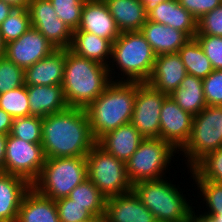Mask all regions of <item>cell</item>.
I'll return each instance as SVG.
<instances>
[{
	"instance_id": "cell-20",
	"label": "cell",
	"mask_w": 222,
	"mask_h": 222,
	"mask_svg": "<svg viewBox=\"0 0 222 222\" xmlns=\"http://www.w3.org/2000/svg\"><path fill=\"white\" fill-rule=\"evenodd\" d=\"M30 188L23 177L0 173V222H16L22 198Z\"/></svg>"
},
{
	"instance_id": "cell-4",
	"label": "cell",
	"mask_w": 222,
	"mask_h": 222,
	"mask_svg": "<svg viewBox=\"0 0 222 222\" xmlns=\"http://www.w3.org/2000/svg\"><path fill=\"white\" fill-rule=\"evenodd\" d=\"M155 58L151 45L140 31L123 32L112 43V60L108 66L110 78L112 81L147 82L152 75ZM115 66L120 74L115 71Z\"/></svg>"
},
{
	"instance_id": "cell-17",
	"label": "cell",
	"mask_w": 222,
	"mask_h": 222,
	"mask_svg": "<svg viewBox=\"0 0 222 222\" xmlns=\"http://www.w3.org/2000/svg\"><path fill=\"white\" fill-rule=\"evenodd\" d=\"M66 49H56L24 70L25 85H62Z\"/></svg>"
},
{
	"instance_id": "cell-42",
	"label": "cell",
	"mask_w": 222,
	"mask_h": 222,
	"mask_svg": "<svg viewBox=\"0 0 222 222\" xmlns=\"http://www.w3.org/2000/svg\"><path fill=\"white\" fill-rule=\"evenodd\" d=\"M189 13H191L197 20L204 14L212 11L218 7L222 0H178Z\"/></svg>"
},
{
	"instance_id": "cell-44",
	"label": "cell",
	"mask_w": 222,
	"mask_h": 222,
	"mask_svg": "<svg viewBox=\"0 0 222 222\" xmlns=\"http://www.w3.org/2000/svg\"><path fill=\"white\" fill-rule=\"evenodd\" d=\"M190 222H219V221H217V219L214 216L209 215L205 212L201 214L200 212L196 213L195 210L192 208Z\"/></svg>"
},
{
	"instance_id": "cell-47",
	"label": "cell",
	"mask_w": 222,
	"mask_h": 222,
	"mask_svg": "<svg viewBox=\"0 0 222 222\" xmlns=\"http://www.w3.org/2000/svg\"><path fill=\"white\" fill-rule=\"evenodd\" d=\"M144 4L145 13L148 14L152 11L160 2L164 0H140Z\"/></svg>"
},
{
	"instance_id": "cell-49",
	"label": "cell",
	"mask_w": 222,
	"mask_h": 222,
	"mask_svg": "<svg viewBox=\"0 0 222 222\" xmlns=\"http://www.w3.org/2000/svg\"><path fill=\"white\" fill-rule=\"evenodd\" d=\"M85 222H109L107 215L104 213L99 215H93L91 218L87 219Z\"/></svg>"
},
{
	"instance_id": "cell-6",
	"label": "cell",
	"mask_w": 222,
	"mask_h": 222,
	"mask_svg": "<svg viewBox=\"0 0 222 222\" xmlns=\"http://www.w3.org/2000/svg\"><path fill=\"white\" fill-rule=\"evenodd\" d=\"M87 179L86 156L46 158L39 177L31 184L39 194L54 201L68 197Z\"/></svg>"
},
{
	"instance_id": "cell-18",
	"label": "cell",
	"mask_w": 222,
	"mask_h": 222,
	"mask_svg": "<svg viewBox=\"0 0 222 222\" xmlns=\"http://www.w3.org/2000/svg\"><path fill=\"white\" fill-rule=\"evenodd\" d=\"M147 20L171 26L184 32L190 39L197 33V19L178 0H164L147 14Z\"/></svg>"
},
{
	"instance_id": "cell-43",
	"label": "cell",
	"mask_w": 222,
	"mask_h": 222,
	"mask_svg": "<svg viewBox=\"0 0 222 222\" xmlns=\"http://www.w3.org/2000/svg\"><path fill=\"white\" fill-rule=\"evenodd\" d=\"M13 118L0 108V134L8 135L11 131Z\"/></svg>"
},
{
	"instance_id": "cell-1",
	"label": "cell",
	"mask_w": 222,
	"mask_h": 222,
	"mask_svg": "<svg viewBox=\"0 0 222 222\" xmlns=\"http://www.w3.org/2000/svg\"><path fill=\"white\" fill-rule=\"evenodd\" d=\"M41 132L46 158L86 156L96 144L83 108L68 107L43 117Z\"/></svg>"
},
{
	"instance_id": "cell-50",
	"label": "cell",
	"mask_w": 222,
	"mask_h": 222,
	"mask_svg": "<svg viewBox=\"0 0 222 222\" xmlns=\"http://www.w3.org/2000/svg\"><path fill=\"white\" fill-rule=\"evenodd\" d=\"M5 55V44L2 41L1 34H0V58Z\"/></svg>"
},
{
	"instance_id": "cell-16",
	"label": "cell",
	"mask_w": 222,
	"mask_h": 222,
	"mask_svg": "<svg viewBox=\"0 0 222 222\" xmlns=\"http://www.w3.org/2000/svg\"><path fill=\"white\" fill-rule=\"evenodd\" d=\"M105 214L109 222H157L133 191L107 198Z\"/></svg>"
},
{
	"instance_id": "cell-24",
	"label": "cell",
	"mask_w": 222,
	"mask_h": 222,
	"mask_svg": "<svg viewBox=\"0 0 222 222\" xmlns=\"http://www.w3.org/2000/svg\"><path fill=\"white\" fill-rule=\"evenodd\" d=\"M69 50L80 57L109 66L112 42L88 31H73Z\"/></svg>"
},
{
	"instance_id": "cell-9",
	"label": "cell",
	"mask_w": 222,
	"mask_h": 222,
	"mask_svg": "<svg viewBox=\"0 0 222 222\" xmlns=\"http://www.w3.org/2000/svg\"><path fill=\"white\" fill-rule=\"evenodd\" d=\"M87 178L106 197L123 195L132 191L126 174V163L117 159L97 143L86 155Z\"/></svg>"
},
{
	"instance_id": "cell-40",
	"label": "cell",
	"mask_w": 222,
	"mask_h": 222,
	"mask_svg": "<svg viewBox=\"0 0 222 222\" xmlns=\"http://www.w3.org/2000/svg\"><path fill=\"white\" fill-rule=\"evenodd\" d=\"M203 91L207 106H222V70H213L203 79Z\"/></svg>"
},
{
	"instance_id": "cell-19",
	"label": "cell",
	"mask_w": 222,
	"mask_h": 222,
	"mask_svg": "<svg viewBox=\"0 0 222 222\" xmlns=\"http://www.w3.org/2000/svg\"><path fill=\"white\" fill-rule=\"evenodd\" d=\"M144 137L131 124H125L102 135L96 143L117 159L127 162Z\"/></svg>"
},
{
	"instance_id": "cell-25",
	"label": "cell",
	"mask_w": 222,
	"mask_h": 222,
	"mask_svg": "<svg viewBox=\"0 0 222 222\" xmlns=\"http://www.w3.org/2000/svg\"><path fill=\"white\" fill-rule=\"evenodd\" d=\"M121 33L140 31L147 21L144 4L140 0H104Z\"/></svg>"
},
{
	"instance_id": "cell-2",
	"label": "cell",
	"mask_w": 222,
	"mask_h": 222,
	"mask_svg": "<svg viewBox=\"0 0 222 222\" xmlns=\"http://www.w3.org/2000/svg\"><path fill=\"white\" fill-rule=\"evenodd\" d=\"M111 82L108 66L66 49L62 88L68 107L86 109Z\"/></svg>"
},
{
	"instance_id": "cell-29",
	"label": "cell",
	"mask_w": 222,
	"mask_h": 222,
	"mask_svg": "<svg viewBox=\"0 0 222 222\" xmlns=\"http://www.w3.org/2000/svg\"><path fill=\"white\" fill-rule=\"evenodd\" d=\"M31 26L38 30L56 49H69L73 31L59 18L31 21Z\"/></svg>"
},
{
	"instance_id": "cell-15",
	"label": "cell",
	"mask_w": 222,
	"mask_h": 222,
	"mask_svg": "<svg viewBox=\"0 0 222 222\" xmlns=\"http://www.w3.org/2000/svg\"><path fill=\"white\" fill-rule=\"evenodd\" d=\"M186 75L184 63L178 53L161 54L156 56L152 75L147 82L170 96Z\"/></svg>"
},
{
	"instance_id": "cell-21",
	"label": "cell",
	"mask_w": 222,
	"mask_h": 222,
	"mask_svg": "<svg viewBox=\"0 0 222 222\" xmlns=\"http://www.w3.org/2000/svg\"><path fill=\"white\" fill-rule=\"evenodd\" d=\"M140 32L151 45L156 56L178 53L179 49L190 40V38L180 30L149 20L145 22Z\"/></svg>"
},
{
	"instance_id": "cell-11",
	"label": "cell",
	"mask_w": 222,
	"mask_h": 222,
	"mask_svg": "<svg viewBox=\"0 0 222 222\" xmlns=\"http://www.w3.org/2000/svg\"><path fill=\"white\" fill-rule=\"evenodd\" d=\"M168 96L148 82H137L131 124L144 138H159L160 113Z\"/></svg>"
},
{
	"instance_id": "cell-5",
	"label": "cell",
	"mask_w": 222,
	"mask_h": 222,
	"mask_svg": "<svg viewBox=\"0 0 222 222\" xmlns=\"http://www.w3.org/2000/svg\"><path fill=\"white\" fill-rule=\"evenodd\" d=\"M179 189L166 177L132 185V191L153 213L157 222H190L192 206Z\"/></svg>"
},
{
	"instance_id": "cell-31",
	"label": "cell",
	"mask_w": 222,
	"mask_h": 222,
	"mask_svg": "<svg viewBox=\"0 0 222 222\" xmlns=\"http://www.w3.org/2000/svg\"><path fill=\"white\" fill-rule=\"evenodd\" d=\"M194 180H209L222 184V148L207 154L191 170Z\"/></svg>"
},
{
	"instance_id": "cell-8",
	"label": "cell",
	"mask_w": 222,
	"mask_h": 222,
	"mask_svg": "<svg viewBox=\"0 0 222 222\" xmlns=\"http://www.w3.org/2000/svg\"><path fill=\"white\" fill-rule=\"evenodd\" d=\"M175 153L179 154L161 138H144L126 162L128 180L133 185L143 180H157L166 177L164 174L172 163L171 160L175 159Z\"/></svg>"
},
{
	"instance_id": "cell-33",
	"label": "cell",
	"mask_w": 222,
	"mask_h": 222,
	"mask_svg": "<svg viewBox=\"0 0 222 222\" xmlns=\"http://www.w3.org/2000/svg\"><path fill=\"white\" fill-rule=\"evenodd\" d=\"M199 195L203 197L205 202L206 212L214 216L217 221L222 222V184L209 180H195L194 181Z\"/></svg>"
},
{
	"instance_id": "cell-13",
	"label": "cell",
	"mask_w": 222,
	"mask_h": 222,
	"mask_svg": "<svg viewBox=\"0 0 222 222\" xmlns=\"http://www.w3.org/2000/svg\"><path fill=\"white\" fill-rule=\"evenodd\" d=\"M56 48L36 29L31 27L17 40L5 45V57L26 69L51 54Z\"/></svg>"
},
{
	"instance_id": "cell-39",
	"label": "cell",
	"mask_w": 222,
	"mask_h": 222,
	"mask_svg": "<svg viewBox=\"0 0 222 222\" xmlns=\"http://www.w3.org/2000/svg\"><path fill=\"white\" fill-rule=\"evenodd\" d=\"M196 35L222 37V3L197 20Z\"/></svg>"
},
{
	"instance_id": "cell-10",
	"label": "cell",
	"mask_w": 222,
	"mask_h": 222,
	"mask_svg": "<svg viewBox=\"0 0 222 222\" xmlns=\"http://www.w3.org/2000/svg\"><path fill=\"white\" fill-rule=\"evenodd\" d=\"M45 160L41 143L7 135L4 173L23 177L32 184L39 177Z\"/></svg>"
},
{
	"instance_id": "cell-35",
	"label": "cell",
	"mask_w": 222,
	"mask_h": 222,
	"mask_svg": "<svg viewBox=\"0 0 222 222\" xmlns=\"http://www.w3.org/2000/svg\"><path fill=\"white\" fill-rule=\"evenodd\" d=\"M86 0H50L58 18L72 31L77 30Z\"/></svg>"
},
{
	"instance_id": "cell-12",
	"label": "cell",
	"mask_w": 222,
	"mask_h": 222,
	"mask_svg": "<svg viewBox=\"0 0 222 222\" xmlns=\"http://www.w3.org/2000/svg\"><path fill=\"white\" fill-rule=\"evenodd\" d=\"M193 115L183 109L168 96L160 113L159 138L168 142L176 151H180L188 142L193 124Z\"/></svg>"
},
{
	"instance_id": "cell-36",
	"label": "cell",
	"mask_w": 222,
	"mask_h": 222,
	"mask_svg": "<svg viewBox=\"0 0 222 222\" xmlns=\"http://www.w3.org/2000/svg\"><path fill=\"white\" fill-rule=\"evenodd\" d=\"M25 85L24 69L8 60L0 58V94Z\"/></svg>"
},
{
	"instance_id": "cell-30",
	"label": "cell",
	"mask_w": 222,
	"mask_h": 222,
	"mask_svg": "<svg viewBox=\"0 0 222 222\" xmlns=\"http://www.w3.org/2000/svg\"><path fill=\"white\" fill-rule=\"evenodd\" d=\"M30 15L27 7L14 8L9 16L0 25V34L3 43L17 40L31 28Z\"/></svg>"
},
{
	"instance_id": "cell-38",
	"label": "cell",
	"mask_w": 222,
	"mask_h": 222,
	"mask_svg": "<svg viewBox=\"0 0 222 222\" xmlns=\"http://www.w3.org/2000/svg\"><path fill=\"white\" fill-rule=\"evenodd\" d=\"M204 54L210 60L214 70H222V37L211 35H195L194 37Z\"/></svg>"
},
{
	"instance_id": "cell-23",
	"label": "cell",
	"mask_w": 222,
	"mask_h": 222,
	"mask_svg": "<svg viewBox=\"0 0 222 222\" xmlns=\"http://www.w3.org/2000/svg\"><path fill=\"white\" fill-rule=\"evenodd\" d=\"M16 222H60L55 201L31 187L22 198Z\"/></svg>"
},
{
	"instance_id": "cell-45",
	"label": "cell",
	"mask_w": 222,
	"mask_h": 222,
	"mask_svg": "<svg viewBox=\"0 0 222 222\" xmlns=\"http://www.w3.org/2000/svg\"><path fill=\"white\" fill-rule=\"evenodd\" d=\"M13 9L14 7L11 4L0 0V25L9 16Z\"/></svg>"
},
{
	"instance_id": "cell-46",
	"label": "cell",
	"mask_w": 222,
	"mask_h": 222,
	"mask_svg": "<svg viewBox=\"0 0 222 222\" xmlns=\"http://www.w3.org/2000/svg\"><path fill=\"white\" fill-rule=\"evenodd\" d=\"M7 135L0 134V168L4 172V160L6 156Z\"/></svg>"
},
{
	"instance_id": "cell-22",
	"label": "cell",
	"mask_w": 222,
	"mask_h": 222,
	"mask_svg": "<svg viewBox=\"0 0 222 222\" xmlns=\"http://www.w3.org/2000/svg\"><path fill=\"white\" fill-rule=\"evenodd\" d=\"M30 105V115L46 117L68 108L62 85L26 86Z\"/></svg>"
},
{
	"instance_id": "cell-3",
	"label": "cell",
	"mask_w": 222,
	"mask_h": 222,
	"mask_svg": "<svg viewBox=\"0 0 222 222\" xmlns=\"http://www.w3.org/2000/svg\"><path fill=\"white\" fill-rule=\"evenodd\" d=\"M137 82L112 81L85 109L97 141L105 133L131 123Z\"/></svg>"
},
{
	"instance_id": "cell-26",
	"label": "cell",
	"mask_w": 222,
	"mask_h": 222,
	"mask_svg": "<svg viewBox=\"0 0 222 222\" xmlns=\"http://www.w3.org/2000/svg\"><path fill=\"white\" fill-rule=\"evenodd\" d=\"M170 97L181 109L193 116L199 114L207 106L203 91V80L190 74L185 76Z\"/></svg>"
},
{
	"instance_id": "cell-48",
	"label": "cell",
	"mask_w": 222,
	"mask_h": 222,
	"mask_svg": "<svg viewBox=\"0 0 222 222\" xmlns=\"http://www.w3.org/2000/svg\"><path fill=\"white\" fill-rule=\"evenodd\" d=\"M11 4L14 8H24L28 6L30 0H3Z\"/></svg>"
},
{
	"instance_id": "cell-37",
	"label": "cell",
	"mask_w": 222,
	"mask_h": 222,
	"mask_svg": "<svg viewBox=\"0 0 222 222\" xmlns=\"http://www.w3.org/2000/svg\"><path fill=\"white\" fill-rule=\"evenodd\" d=\"M60 222H85L93 214L84 206L74 203L68 197L55 201Z\"/></svg>"
},
{
	"instance_id": "cell-14",
	"label": "cell",
	"mask_w": 222,
	"mask_h": 222,
	"mask_svg": "<svg viewBox=\"0 0 222 222\" xmlns=\"http://www.w3.org/2000/svg\"><path fill=\"white\" fill-rule=\"evenodd\" d=\"M88 31L112 43L121 34L104 0H86L77 30Z\"/></svg>"
},
{
	"instance_id": "cell-7",
	"label": "cell",
	"mask_w": 222,
	"mask_h": 222,
	"mask_svg": "<svg viewBox=\"0 0 222 222\" xmlns=\"http://www.w3.org/2000/svg\"><path fill=\"white\" fill-rule=\"evenodd\" d=\"M222 148V106H206L194 115L188 142L180 150L192 169L207 154Z\"/></svg>"
},
{
	"instance_id": "cell-27",
	"label": "cell",
	"mask_w": 222,
	"mask_h": 222,
	"mask_svg": "<svg viewBox=\"0 0 222 222\" xmlns=\"http://www.w3.org/2000/svg\"><path fill=\"white\" fill-rule=\"evenodd\" d=\"M187 74L205 79L214 69L195 38L188 40L178 51Z\"/></svg>"
},
{
	"instance_id": "cell-41",
	"label": "cell",
	"mask_w": 222,
	"mask_h": 222,
	"mask_svg": "<svg viewBox=\"0 0 222 222\" xmlns=\"http://www.w3.org/2000/svg\"><path fill=\"white\" fill-rule=\"evenodd\" d=\"M27 9L29 11L30 21L58 18L50 0H30Z\"/></svg>"
},
{
	"instance_id": "cell-34",
	"label": "cell",
	"mask_w": 222,
	"mask_h": 222,
	"mask_svg": "<svg viewBox=\"0 0 222 222\" xmlns=\"http://www.w3.org/2000/svg\"><path fill=\"white\" fill-rule=\"evenodd\" d=\"M42 117L27 116L13 118L10 135L30 143L42 141Z\"/></svg>"
},
{
	"instance_id": "cell-28",
	"label": "cell",
	"mask_w": 222,
	"mask_h": 222,
	"mask_svg": "<svg viewBox=\"0 0 222 222\" xmlns=\"http://www.w3.org/2000/svg\"><path fill=\"white\" fill-rule=\"evenodd\" d=\"M68 198L74 200V203L84 206L93 215L105 212L107 198L88 178L77 185Z\"/></svg>"
},
{
	"instance_id": "cell-32",
	"label": "cell",
	"mask_w": 222,
	"mask_h": 222,
	"mask_svg": "<svg viewBox=\"0 0 222 222\" xmlns=\"http://www.w3.org/2000/svg\"><path fill=\"white\" fill-rule=\"evenodd\" d=\"M0 108L12 118L30 116L26 85L0 94Z\"/></svg>"
}]
</instances>
